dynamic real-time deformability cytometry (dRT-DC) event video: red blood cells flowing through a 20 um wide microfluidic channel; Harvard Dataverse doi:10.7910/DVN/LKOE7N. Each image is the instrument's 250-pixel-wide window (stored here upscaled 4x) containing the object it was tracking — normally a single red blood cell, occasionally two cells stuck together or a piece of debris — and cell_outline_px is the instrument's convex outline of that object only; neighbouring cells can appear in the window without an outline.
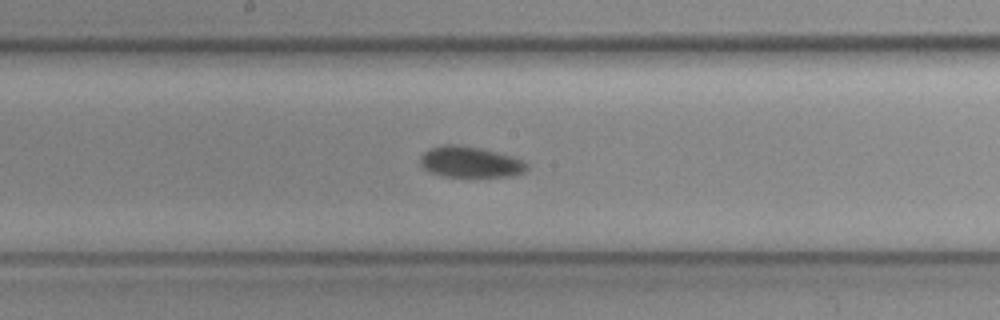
{"species": "common noctule bat (a hibernating species)", "species_latin": "Nyctalus noctula", "temperature_condition": "cold", "stored_images_in_passage": 5, "camera_frame_rate_fps": 3000, "um_per_image_px": 0.085, "animal": {"sex": "female", "body_mass_g": 19.3, "forearm_length_mm": 54.1}, "frame": {"image": 1, "passage_image": 5, "time_ms": 1.333, "image_size_px": [1000, 320], "cell_outline_px": [[528, 168], [524, 172], [512, 176], [444, 176], [432, 172], [424, 168], [420, 164], [420, 156], [424, 152], [432, 148], [444, 144], [456, 144], [480, 148], [508, 156], [520, 160], [528, 164]], "centroid_in_image_um": [39.94, 13.77], "position_along_channel_um": 208.3, "area_um2": 18.79}}